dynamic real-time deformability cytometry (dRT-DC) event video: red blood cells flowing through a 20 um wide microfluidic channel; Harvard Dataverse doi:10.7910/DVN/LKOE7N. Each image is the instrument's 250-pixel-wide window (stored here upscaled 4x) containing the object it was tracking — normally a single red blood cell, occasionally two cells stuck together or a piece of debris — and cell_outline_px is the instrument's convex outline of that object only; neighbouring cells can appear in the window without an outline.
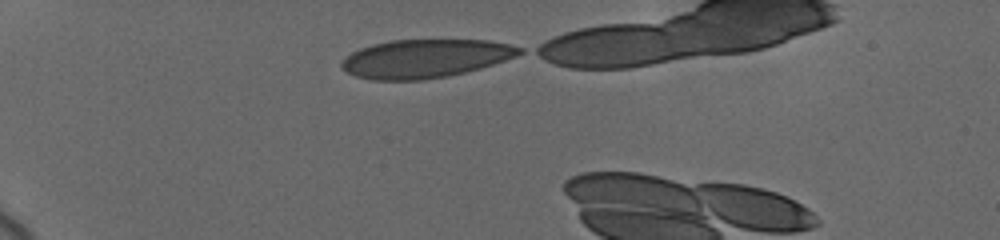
{"species": "human", "species_latin": "Homo sapiens", "temperature_condition": "cold", "stored_images_in_passage": 9, "camera_frame_rate_fps": 3000, "um_per_image_px": 0.085, "donor": {"sex": "female"}, "frame": {"image": 1, "passage_image": 1, "time_ms": 0.0, "image_size_px": [1000, 240], "cell_outline_px": [[524, 52], [516, 56], [480, 68], [448, 76], [420, 80], [372, 80], [356, 76], [340, 68], [340, 64], [352, 52], [360, 48], [372, 44], [392, 40], [488, 40], [508, 44], [524, 48]], "centroid_in_image_um": [36.14, 4.97], "position_along_channel_um": 48.9, "area_um2": 39.65}}
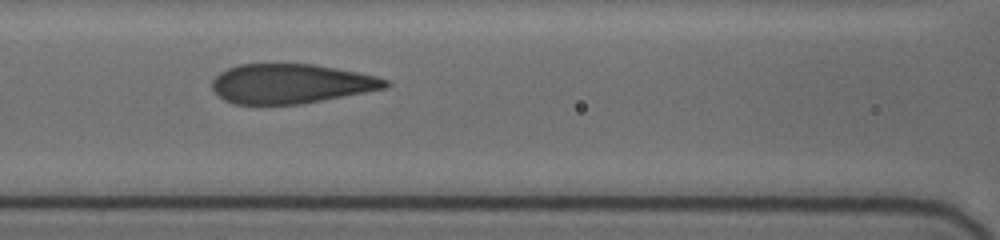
{"frame": {"image": 2, "passage_image": 7, "time_ms": 3.667, "image_size_px": [1000, 240], "cell_outline_px": [[392, 84], [388, 88], [300, 104], [232, 104], [224, 100], [212, 88], [212, 80], [220, 72], [228, 68], [240, 64], [312, 64], [356, 72], [376, 76], [388, 80]], "centroid_in_image_um": [24.73, 7.12], "position_along_channel_um": 141.9, "area_um2": 39.77}}
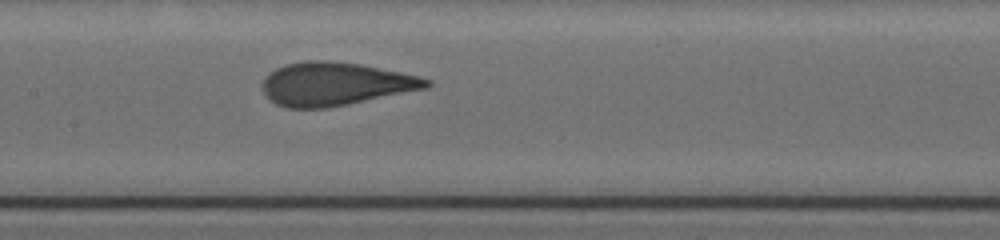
{"frame": {"image": 3, "passage_image": 9, "time_ms": 4.667, "image_size_px": [1000, 240], "cell_outline_px": [[432, 84], [428, 88], [328, 108], [288, 108], [276, 104], [264, 92], [264, 80], [276, 68], [288, 64], [308, 60], [328, 60], [360, 64], [420, 76], [432, 80]], "centroid_in_image_um": [28.56, 7.14], "position_along_channel_um": 178.8, "area_um2": 40.98}}